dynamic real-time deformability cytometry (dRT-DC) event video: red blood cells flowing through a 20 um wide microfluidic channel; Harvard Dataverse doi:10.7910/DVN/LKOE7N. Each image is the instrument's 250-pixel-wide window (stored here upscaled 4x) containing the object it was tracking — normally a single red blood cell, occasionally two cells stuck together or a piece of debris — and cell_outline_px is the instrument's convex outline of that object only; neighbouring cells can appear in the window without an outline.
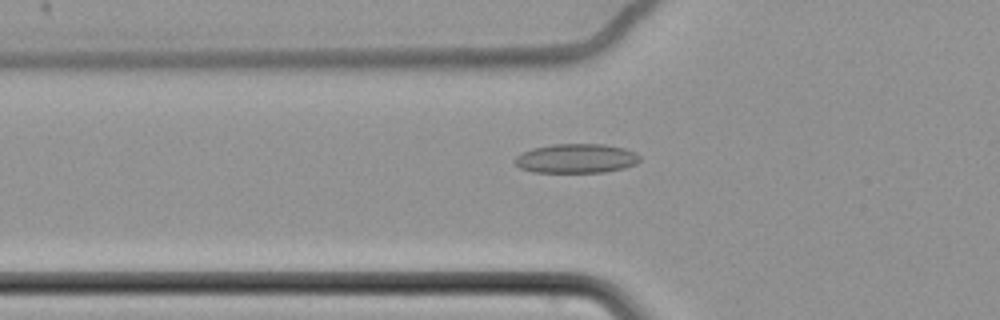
{"species": "common noctule bat (a hibernating species)", "species_latin": "Nyctalus noctula", "temperature_condition": "cold", "stored_images_in_passage": 61, "camera_frame_rate_fps": 3000, "um_per_image_px": 0.085, "animal": {"sex": "female", "body_mass_g": 22.7, "forearm_length_mm": 54.2}, "frame": {"image": 1, "passage_image": 23, "time_ms": 7.333, "image_size_px": [1000, 320], "cell_outline_px": [[640, 160], [636, 164], [624, 168], [604, 172], [532, 172], [520, 168], [512, 160], [516, 156], [532, 148], [552, 144], [604, 144], [624, 148], [636, 152], [640, 156]], "centroid_in_image_um": [48.98, 13.46], "position_along_channel_um": 76.8, "area_um2": 21.44}}
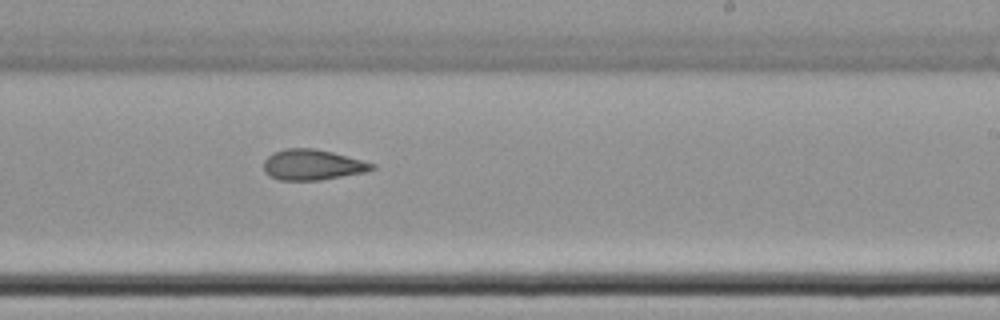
{"frame": {"image": 2, "passage_image": 39, "time_ms": 12.667, "image_size_px": [1000, 320], "cell_outline_px": [[376, 168], [364, 172], [320, 180], [280, 180], [264, 172], [264, 160], [272, 152], [284, 148], [312, 148], [332, 152], [376, 164]], "centroid_in_image_um": [26.54, 14.0], "position_along_channel_um": 262.5, "area_um2": 19.19}}
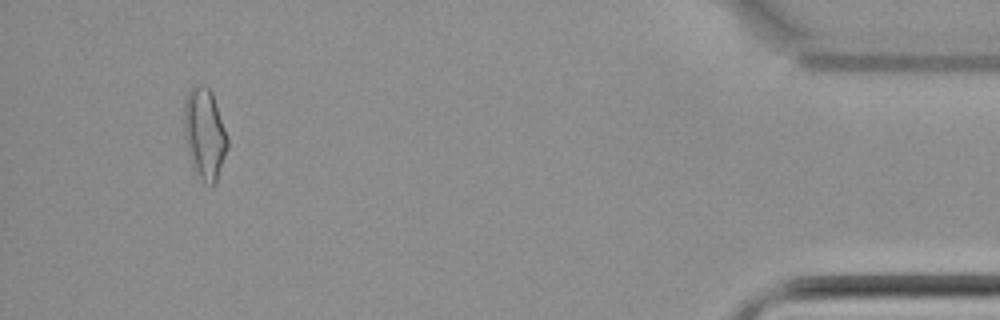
{"frame": {"image": 3, "passage_image": 58, "time_ms": 19.0, "image_size_px": [1000, 320], "cell_outline_px": [[228, 148], [216, 180], [212, 184], [204, 184], [192, 168], [184, 136], [184, 96], [192, 84], [204, 84], [212, 92], [228, 140]], "centroid_in_image_um": [17.35, 11.32], "position_along_channel_um": 417.8, "area_um2": 23.18}, "authors_computed_cell_mechanics": {"area_um2": 20.6924, "velocity_mm_per_s": 3.4865, "shape_relaxation_time_tau1_ms": 9.9845, "shape_relaxation_time_tau2_ms": 4.8223, "deformation_change_tau1": 0.1527, "deformation_change_tau2": 0.1273}}